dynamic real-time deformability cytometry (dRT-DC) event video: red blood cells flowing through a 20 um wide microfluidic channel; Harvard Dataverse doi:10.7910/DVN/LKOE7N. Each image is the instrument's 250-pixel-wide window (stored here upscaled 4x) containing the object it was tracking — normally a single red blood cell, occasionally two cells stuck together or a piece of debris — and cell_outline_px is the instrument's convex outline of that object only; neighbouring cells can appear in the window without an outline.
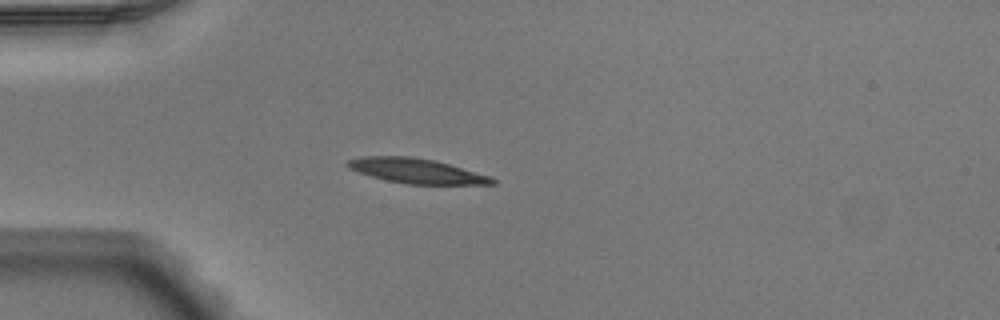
{"species": "Egyptian fruit bat (a non-hibernating species)", "species_latin": "Rousettus aegyptiacus", "temperature_condition": "warm", "stored_images_in_passage": 3, "camera_frame_rate_fps": 3000, "um_per_image_px": 0.085, "animal": {"sex": "male"}, "frame": {"image": 1, "passage_image": 1, "time_ms": 0.0, "image_size_px": [1000, 320], "cell_outline_px": [[496, 184], [408, 184], [388, 180], [372, 176], [360, 172], [352, 168], [348, 164], [348, 160], [364, 156], [408, 156], [432, 160], [448, 164], [492, 176], [496, 180]], "centroid_in_image_um": [35.48, 14.53], "position_along_channel_um": 49.5, "area_um2": 20.4}}